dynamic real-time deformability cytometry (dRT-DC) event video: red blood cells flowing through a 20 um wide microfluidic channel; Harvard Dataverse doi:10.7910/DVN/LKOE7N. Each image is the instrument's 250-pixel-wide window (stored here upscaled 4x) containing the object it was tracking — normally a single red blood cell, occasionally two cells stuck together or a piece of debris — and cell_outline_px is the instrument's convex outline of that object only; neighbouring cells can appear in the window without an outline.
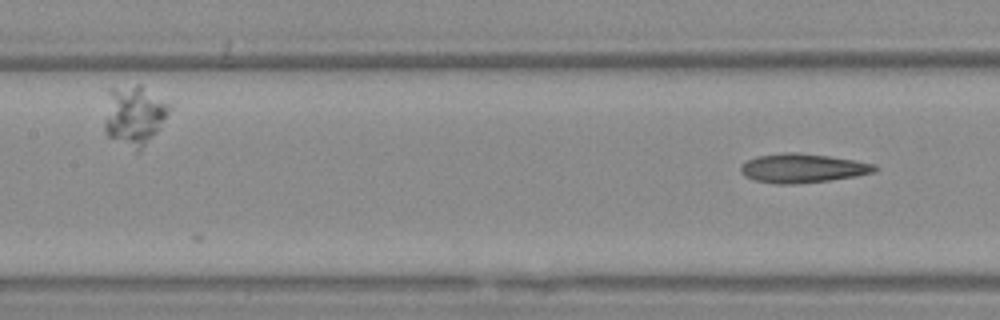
{"species": "Egyptian fruit bat (a non-hibernating species)", "species_latin": "Rousettus aegyptiacus", "temperature_condition": "warm", "stored_images_in_passage": 15, "segment_of_instrument_passage": [2, 2], "camera_frame_rate_fps": 3000, "um_per_image_px": 0.085, "animal": {"sex": "female"}, "frame": {"image": 1, "passage_image": 15, "time_ms": 4.667, "image_size_px": [1000, 320], "cell_outline_px": [[876, 172], [856, 176], [828, 180], [788, 184], [776, 184], [756, 180], [744, 176], [740, 172], [740, 164], [756, 156], [784, 152], [800, 152], [828, 156], [876, 164]], "centroid_in_image_um": [68.18, 14.28], "position_along_channel_um": 139.2, "area_um2": 22.6}}